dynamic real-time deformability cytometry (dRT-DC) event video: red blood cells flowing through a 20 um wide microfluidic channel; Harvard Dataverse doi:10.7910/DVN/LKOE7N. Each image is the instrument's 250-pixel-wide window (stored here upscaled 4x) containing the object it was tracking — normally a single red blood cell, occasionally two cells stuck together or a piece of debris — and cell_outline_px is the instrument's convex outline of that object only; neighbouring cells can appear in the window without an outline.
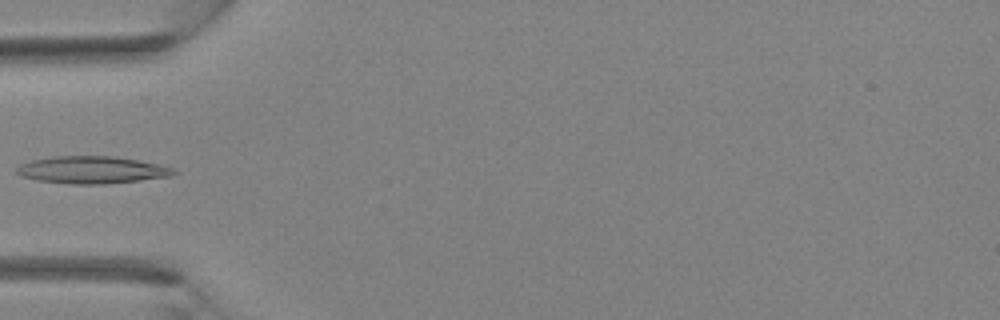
{"species": "Egyptian fruit bat (a non-hibernating species)", "species_latin": "Rousettus aegyptiacus", "temperature_condition": "room temperature", "stored_images_in_passage": 3, "camera_frame_rate_fps": 3000, "um_per_image_px": 0.085, "animal": {"sex": "female"}, "frame": {"image": 1, "passage_image": 3, "time_ms": 0.667, "image_size_px": [1000, 320], "cell_outline_px": [[176, 172], [172, 176], [140, 180], [104, 184], [72, 184], [36, 180], [20, 176], [16, 172], [16, 168], [20, 164], [32, 160], [52, 156], [112, 156], [140, 160], [160, 164], [172, 168]], "centroid_in_image_um": [7.79, 14.44], "position_along_channel_um": 77.2, "area_um2": 25.03}}